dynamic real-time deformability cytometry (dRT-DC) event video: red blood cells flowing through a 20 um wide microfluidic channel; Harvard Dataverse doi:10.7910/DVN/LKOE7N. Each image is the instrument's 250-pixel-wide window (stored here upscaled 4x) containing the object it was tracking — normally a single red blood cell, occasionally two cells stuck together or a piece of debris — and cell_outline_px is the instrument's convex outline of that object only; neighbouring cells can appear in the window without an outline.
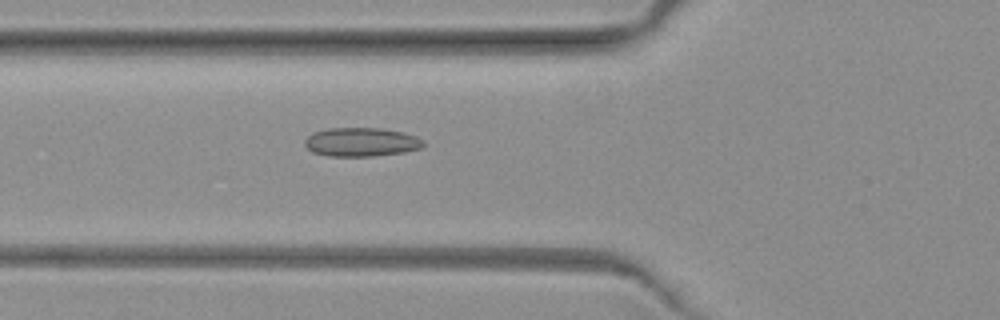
{"species": "common noctule bat (a hibernating species)", "species_latin": "Nyctalus noctula", "temperature_condition": "warm", "stored_images_in_passage": 44, "camera_frame_rate_fps": 3000, "um_per_image_px": 0.085, "animal": {"sex": "female", "body_mass_g": 19.3, "forearm_length_mm": 54.1}, "frame": {"image": 1, "passage_image": 24, "time_ms": 7.667, "image_size_px": [1000, 320], "cell_outline_px": [[424, 144], [420, 148], [404, 152], [372, 156], [328, 156], [312, 152], [304, 144], [304, 140], [312, 132], [328, 128], [380, 128], [400, 132], [416, 136], [424, 140]], "centroid_in_image_um": [30.67, 12.07], "position_along_channel_um": 95.1, "area_um2": 19.88}}
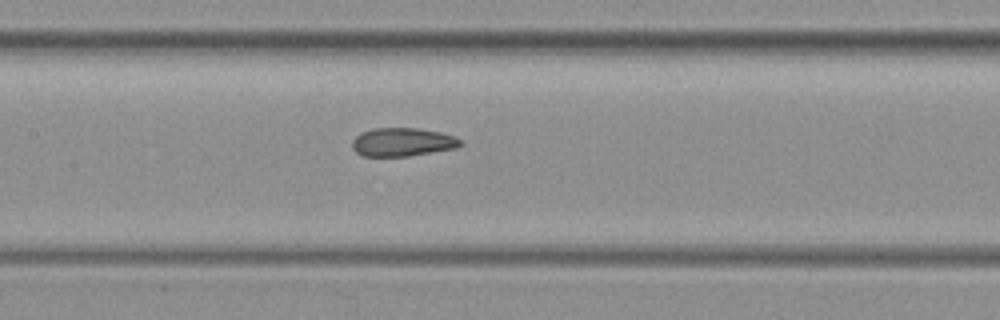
{"frame": {"image": 2, "passage_image": 31, "time_ms": 10.0, "image_size_px": [1000, 320], "cell_outline_px": [[464, 144], [456, 148], [408, 156], [360, 156], [352, 148], [352, 140], [360, 132], [372, 128], [416, 128], [440, 132], [456, 136], [464, 140]], "centroid_in_image_um": [34.23, 12.07], "position_along_channel_um": 173.2, "area_um2": 18.21}}
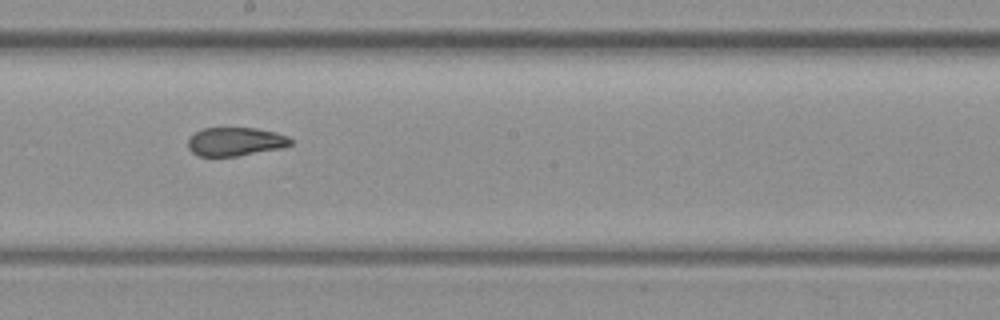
{"frame": {"image": 3, "passage_image": 36, "time_ms": 11.667, "image_size_px": [1000, 320], "cell_outline_px": [[292, 144], [284, 148], [236, 156], [196, 156], [188, 148], [188, 140], [196, 132], [204, 128], [256, 128], [276, 132], [288, 136], [292, 140]], "centroid_in_image_um": [20.04, 12.04], "position_along_channel_um": 228.2, "area_um2": 17.17}}